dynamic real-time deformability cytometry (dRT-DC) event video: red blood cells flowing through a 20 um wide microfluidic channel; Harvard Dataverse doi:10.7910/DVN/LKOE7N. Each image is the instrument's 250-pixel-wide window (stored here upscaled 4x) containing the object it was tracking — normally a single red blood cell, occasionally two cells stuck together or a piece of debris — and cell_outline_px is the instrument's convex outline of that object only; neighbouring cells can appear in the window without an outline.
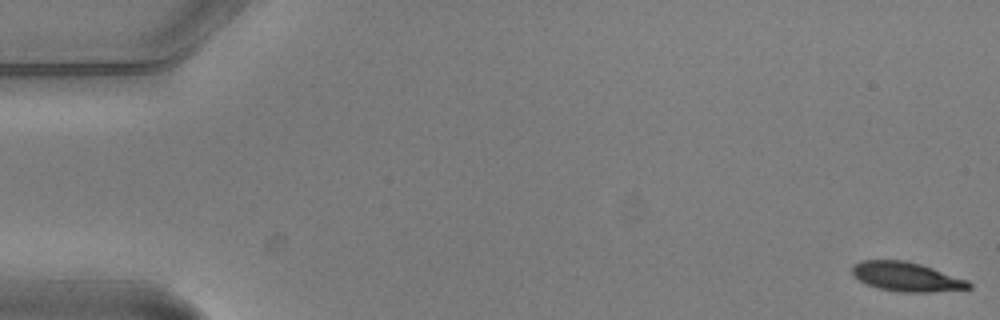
{"species": "common noctule bat (a hibernating species)", "species_latin": "Nyctalus noctula", "temperature_condition": "warm", "stored_images_in_passage": 5, "camera_frame_rate_fps": 3000, "um_per_image_px": 0.085, "animal": {"sex": "male", "body_mass_g": 20.5, "forearm_length_mm": 52.5}, "frame": {"image": 1, "passage_image": 1, "time_ms": 0.0, "image_size_px": [1000, 320], "cell_outline_px": [[972, 288], [932, 292], [900, 292], [880, 288], [868, 284], [860, 280], [852, 272], [852, 264], [860, 260], [904, 260], [920, 264], [968, 280], [972, 284]], "centroid_in_image_um": [77.06, 23.52], "position_along_channel_um": 7.9, "area_um2": 19.71}}